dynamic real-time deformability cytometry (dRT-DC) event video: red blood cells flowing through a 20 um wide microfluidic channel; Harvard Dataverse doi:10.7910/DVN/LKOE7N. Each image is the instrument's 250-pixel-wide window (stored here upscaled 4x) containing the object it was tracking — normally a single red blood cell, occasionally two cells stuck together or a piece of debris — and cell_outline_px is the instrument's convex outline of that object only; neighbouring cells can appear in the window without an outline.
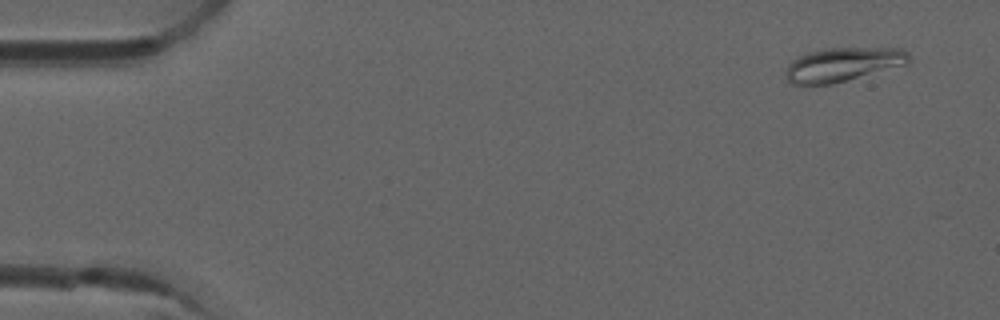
{"species": "common noctule bat (a hibernating species)", "species_latin": "Nyctalus noctula", "temperature_condition": "room temperature", "stored_images_in_passage": 4, "camera_frame_rate_fps": 3000, "um_per_image_px": 0.085, "animal": {"sex": "male", "forearm_length_mm": 52.5}, "frame": {"image": 1, "passage_image": 1, "time_ms": 0.0, "image_size_px": [1000, 320], "cell_outline_px": [[908, 64], [848, 80], [832, 84], [792, 84], [784, 76], [784, 72], [788, 64], [792, 60], [808, 52], [824, 48], [900, 48], [908, 52]], "centroid_in_image_um": [71.61, 5.48], "position_along_channel_um": 13.4, "area_um2": 24.33}}